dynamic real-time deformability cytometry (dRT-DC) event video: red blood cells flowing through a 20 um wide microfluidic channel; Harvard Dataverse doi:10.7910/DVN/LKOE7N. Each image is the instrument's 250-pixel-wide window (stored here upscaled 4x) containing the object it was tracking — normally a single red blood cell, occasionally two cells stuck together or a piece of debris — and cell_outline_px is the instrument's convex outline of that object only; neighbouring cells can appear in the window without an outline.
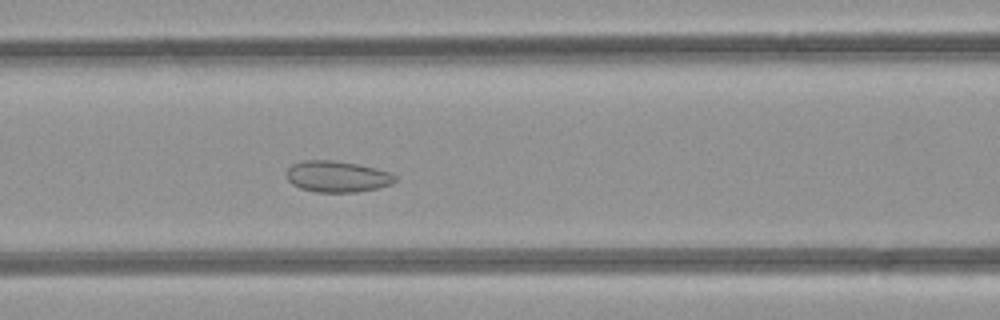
{"species": "common noctule bat (a hibernating species)", "species_latin": "Nyctalus noctula", "temperature_condition": "room temperature", "stored_images_in_passage": 36, "camera_frame_rate_fps": 3000, "um_per_image_px": 0.085, "animal": {"sex": "female", "body_mass_g": 21.9}, "frame": {"image": 1, "passage_image": 12, "time_ms": 3.667, "image_size_px": [1000, 320], "cell_outline_px": [[396, 180], [392, 184], [376, 188], [356, 192], [316, 192], [300, 188], [292, 184], [288, 180], [284, 172], [292, 164], [304, 160], [332, 160], [356, 164], [376, 168], [392, 172], [396, 176]], "centroid_in_image_um": [28.64, 15.0], "position_along_channel_um": 138.0, "area_um2": 19.88}}
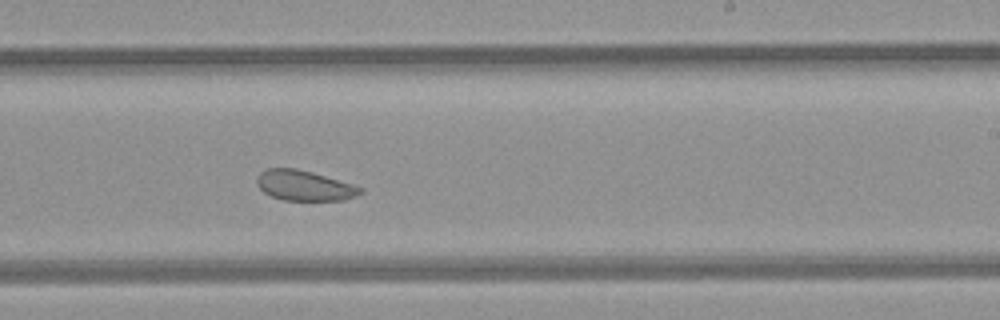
{"frame": {"image": 2, "passage_image": 21, "time_ms": 6.667, "image_size_px": [1000, 320], "cell_outline_px": [[364, 192], [356, 196], [344, 200], [284, 200], [272, 196], [264, 192], [256, 184], [256, 176], [260, 172], [268, 168], [296, 168], [312, 172], [352, 184], [364, 188]], "centroid_in_image_um": [25.86, 15.77], "position_along_channel_um": 263.1, "area_um2": 18.26}}
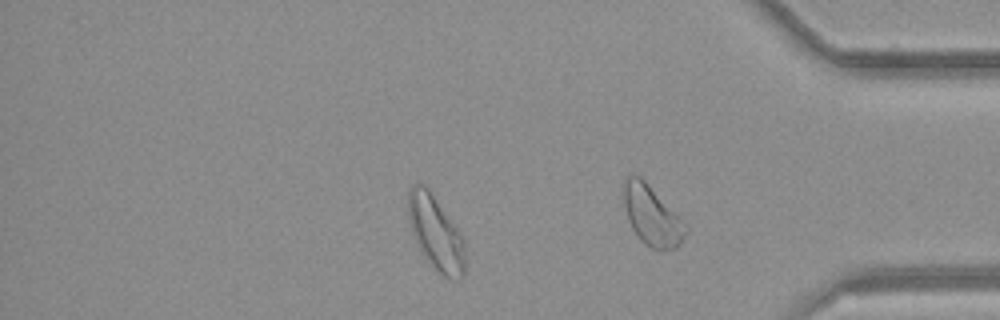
{"frame": {"image": 3, "passage_image": 30, "time_ms": 9.667, "image_size_px": [1000, 320], "cell_outline_px": [[464, 276], [460, 280], [452, 280], [440, 276], [416, 244], [408, 220], [408, 188], [412, 184], [420, 180], [428, 188], [456, 228], [464, 240]], "centroid_in_image_um": [37.01, 19.8], "position_along_channel_um": 398.2, "area_um2": 24.68}, "authors_computed_cell_mechanics": {"area_um2": 20.9236, "velocity_mm_per_s": 4.1827, "shape_relaxation_time_tau1_ms": null, "shape_relaxation_time_tau2_ms": 5.1417, "deformation_change_tau1": null, "deformation_change_tau2": 0.1018}}